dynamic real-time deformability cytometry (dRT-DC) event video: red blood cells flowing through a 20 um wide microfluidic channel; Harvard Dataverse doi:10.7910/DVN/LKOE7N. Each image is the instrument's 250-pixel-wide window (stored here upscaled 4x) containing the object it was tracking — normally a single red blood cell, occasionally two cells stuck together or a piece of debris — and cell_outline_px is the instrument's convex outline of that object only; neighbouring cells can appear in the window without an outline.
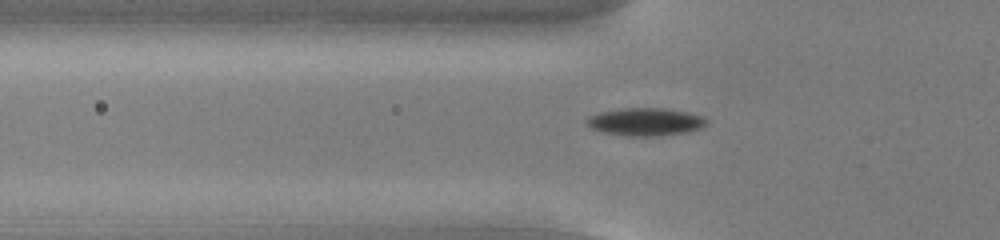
{"species": "common noctule bat (a hibernating species)", "species_latin": "Nyctalus noctula", "temperature_condition": "cold", "stored_images_in_passage": 55, "camera_frame_rate_fps": 3000, "um_per_image_px": 0.085, "animal": {"sex": "male", "body_mass_g": 13.0, "forearm_length_mm": 53.1}, "frame": {"image": 1, "passage_image": 19, "time_ms": 6.0, "image_size_px": [1000, 240], "cell_outline_px": [[708, 124], [704, 128], [684, 132], [660, 136], [624, 136], [604, 132], [592, 128], [584, 120], [588, 116], [600, 112], [624, 108], [664, 108], [688, 112], [704, 116], [708, 120]], "centroid_in_image_um": [54.91, 10.35], "position_along_channel_um": 70.9, "area_um2": 19.59}}
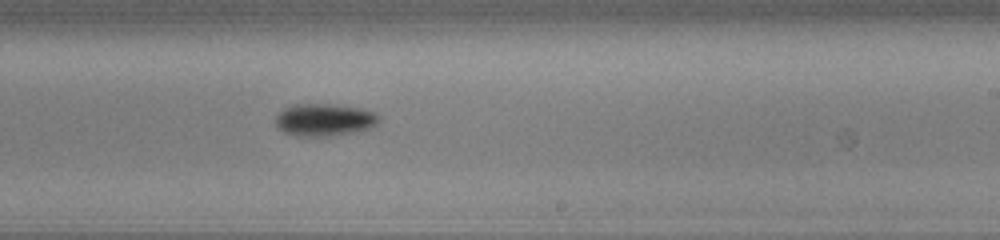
{"frame": {"image": 2, "passage_image": 34, "time_ms": 11.0, "image_size_px": [1000, 240], "cell_outline_px": [[380, 120], [372, 128], [356, 132], [328, 136], [296, 136], [284, 132], [276, 128], [276, 116], [284, 108], [292, 104], [332, 104], [360, 108], [372, 112], [380, 116]], "centroid_in_image_um": [27.56, 10.19], "position_along_channel_um": 261.4, "area_um2": 19.65}}
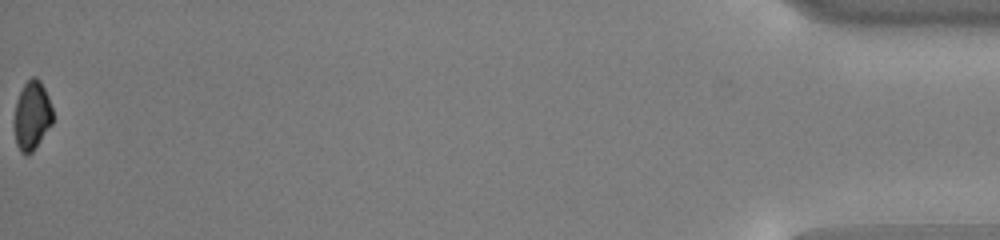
{"frame": {"image": 3, "passage_image": 55, "time_ms": 18.0, "image_size_px": [1000, 240], "cell_outline_px": [[52, 124], [32, 152], [28, 156], [20, 152], [16, 144], [12, 124], [12, 120], [16, 100], [24, 84], [32, 76], [36, 76], [40, 80], [48, 96], [52, 108]], "centroid_in_image_um": [2.67, 9.84], "position_along_channel_um": 432.5, "area_um2": 15.84}, "authors_computed_cell_mechanics": {"area_um2": 17.8024, "velocity_mm_per_s": 3.8267, "shape_relaxation_time_tau1_ms": 1.3746, "shape_relaxation_time_tau2_ms": null, "deformation_change_tau1": 0.1043, "deformation_change_tau2": null}}